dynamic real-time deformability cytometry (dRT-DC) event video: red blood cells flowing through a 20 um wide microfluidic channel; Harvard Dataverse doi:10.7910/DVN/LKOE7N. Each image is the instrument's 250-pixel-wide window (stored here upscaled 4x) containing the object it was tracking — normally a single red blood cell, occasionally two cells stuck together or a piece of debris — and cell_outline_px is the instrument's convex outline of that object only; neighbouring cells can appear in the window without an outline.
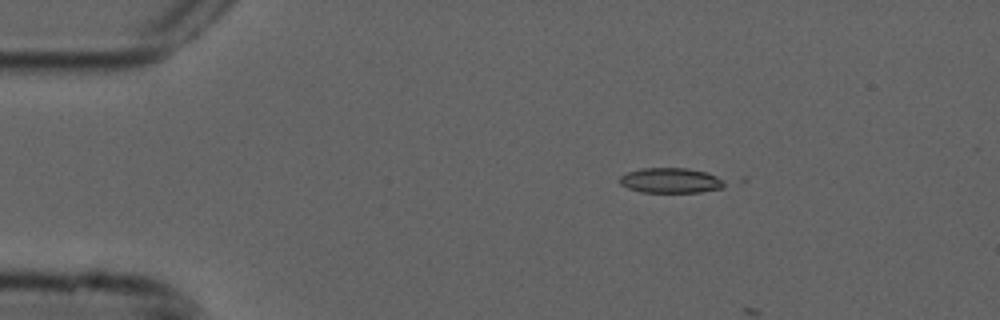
{"species": "common noctule bat (a hibernating species)", "species_latin": "Nyctalus noctula", "temperature_condition": "cold", "stored_images_in_passage": 4, "camera_frame_rate_fps": 3000, "um_per_image_px": 0.085, "animal": {"sex": "male", "forearm_length_mm": 52.5}, "frame": {"image": 1, "passage_image": 2, "time_ms": 0.333, "image_size_px": [1000, 320], "cell_outline_px": [[748, 176], [744, 184], [724, 188], [700, 192], [640, 192], [628, 188], [620, 184], [620, 176], [628, 172], [640, 168], [688, 168]], "centroid_in_image_um": [57.7, 15.31], "position_along_channel_um": 27.3, "area_um2": 17.86}}